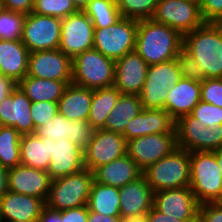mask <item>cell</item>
<instances>
[{
  "mask_svg": "<svg viewBox=\"0 0 222 222\" xmlns=\"http://www.w3.org/2000/svg\"><path fill=\"white\" fill-rule=\"evenodd\" d=\"M142 171L128 154L101 165L93 171L94 181L121 188L139 178Z\"/></svg>",
  "mask_w": 222,
  "mask_h": 222,
  "instance_id": "obj_25",
  "label": "cell"
},
{
  "mask_svg": "<svg viewBox=\"0 0 222 222\" xmlns=\"http://www.w3.org/2000/svg\"><path fill=\"white\" fill-rule=\"evenodd\" d=\"M187 222H200V218H199V216H198L196 219H193V220L187 221Z\"/></svg>",
  "mask_w": 222,
  "mask_h": 222,
  "instance_id": "obj_57",
  "label": "cell"
},
{
  "mask_svg": "<svg viewBox=\"0 0 222 222\" xmlns=\"http://www.w3.org/2000/svg\"><path fill=\"white\" fill-rule=\"evenodd\" d=\"M149 65L135 51L115 60L114 86L121 94L139 95L146 80Z\"/></svg>",
  "mask_w": 222,
  "mask_h": 222,
  "instance_id": "obj_18",
  "label": "cell"
},
{
  "mask_svg": "<svg viewBox=\"0 0 222 222\" xmlns=\"http://www.w3.org/2000/svg\"><path fill=\"white\" fill-rule=\"evenodd\" d=\"M176 133L175 121L164 109H142L122 134L127 141L148 134Z\"/></svg>",
  "mask_w": 222,
  "mask_h": 222,
  "instance_id": "obj_22",
  "label": "cell"
},
{
  "mask_svg": "<svg viewBox=\"0 0 222 222\" xmlns=\"http://www.w3.org/2000/svg\"><path fill=\"white\" fill-rule=\"evenodd\" d=\"M89 2L90 0H72V3L79 11H83L87 7Z\"/></svg>",
  "mask_w": 222,
  "mask_h": 222,
  "instance_id": "obj_55",
  "label": "cell"
},
{
  "mask_svg": "<svg viewBox=\"0 0 222 222\" xmlns=\"http://www.w3.org/2000/svg\"><path fill=\"white\" fill-rule=\"evenodd\" d=\"M83 11L91 19L95 29L109 27L121 18L115 0H90Z\"/></svg>",
  "mask_w": 222,
  "mask_h": 222,
  "instance_id": "obj_34",
  "label": "cell"
},
{
  "mask_svg": "<svg viewBox=\"0 0 222 222\" xmlns=\"http://www.w3.org/2000/svg\"><path fill=\"white\" fill-rule=\"evenodd\" d=\"M94 25L84 11L62 19L59 49L71 59L93 49Z\"/></svg>",
  "mask_w": 222,
  "mask_h": 222,
  "instance_id": "obj_12",
  "label": "cell"
},
{
  "mask_svg": "<svg viewBox=\"0 0 222 222\" xmlns=\"http://www.w3.org/2000/svg\"><path fill=\"white\" fill-rule=\"evenodd\" d=\"M77 11L72 0H35L32 12L63 19Z\"/></svg>",
  "mask_w": 222,
  "mask_h": 222,
  "instance_id": "obj_37",
  "label": "cell"
},
{
  "mask_svg": "<svg viewBox=\"0 0 222 222\" xmlns=\"http://www.w3.org/2000/svg\"><path fill=\"white\" fill-rule=\"evenodd\" d=\"M8 190L43 199L49 195L51 179L46 171L19 164L8 170Z\"/></svg>",
  "mask_w": 222,
  "mask_h": 222,
  "instance_id": "obj_17",
  "label": "cell"
},
{
  "mask_svg": "<svg viewBox=\"0 0 222 222\" xmlns=\"http://www.w3.org/2000/svg\"><path fill=\"white\" fill-rule=\"evenodd\" d=\"M93 181V172L88 168L51 180L46 206L62 211L88 205Z\"/></svg>",
  "mask_w": 222,
  "mask_h": 222,
  "instance_id": "obj_4",
  "label": "cell"
},
{
  "mask_svg": "<svg viewBox=\"0 0 222 222\" xmlns=\"http://www.w3.org/2000/svg\"><path fill=\"white\" fill-rule=\"evenodd\" d=\"M8 170L0 166V199L8 191Z\"/></svg>",
  "mask_w": 222,
  "mask_h": 222,
  "instance_id": "obj_53",
  "label": "cell"
},
{
  "mask_svg": "<svg viewBox=\"0 0 222 222\" xmlns=\"http://www.w3.org/2000/svg\"><path fill=\"white\" fill-rule=\"evenodd\" d=\"M121 17L133 20L152 19L159 0H115Z\"/></svg>",
  "mask_w": 222,
  "mask_h": 222,
  "instance_id": "obj_35",
  "label": "cell"
},
{
  "mask_svg": "<svg viewBox=\"0 0 222 222\" xmlns=\"http://www.w3.org/2000/svg\"><path fill=\"white\" fill-rule=\"evenodd\" d=\"M152 19L177 30L182 35L205 23L199 3L193 0H159Z\"/></svg>",
  "mask_w": 222,
  "mask_h": 222,
  "instance_id": "obj_10",
  "label": "cell"
},
{
  "mask_svg": "<svg viewBox=\"0 0 222 222\" xmlns=\"http://www.w3.org/2000/svg\"><path fill=\"white\" fill-rule=\"evenodd\" d=\"M201 101V82L181 78L169 89L164 110L176 122L179 118L191 114L193 108Z\"/></svg>",
  "mask_w": 222,
  "mask_h": 222,
  "instance_id": "obj_23",
  "label": "cell"
},
{
  "mask_svg": "<svg viewBox=\"0 0 222 222\" xmlns=\"http://www.w3.org/2000/svg\"><path fill=\"white\" fill-rule=\"evenodd\" d=\"M25 16L0 7V40H21Z\"/></svg>",
  "mask_w": 222,
  "mask_h": 222,
  "instance_id": "obj_36",
  "label": "cell"
},
{
  "mask_svg": "<svg viewBox=\"0 0 222 222\" xmlns=\"http://www.w3.org/2000/svg\"><path fill=\"white\" fill-rule=\"evenodd\" d=\"M217 203L222 207V195L221 198L217 201Z\"/></svg>",
  "mask_w": 222,
  "mask_h": 222,
  "instance_id": "obj_58",
  "label": "cell"
},
{
  "mask_svg": "<svg viewBox=\"0 0 222 222\" xmlns=\"http://www.w3.org/2000/svg\"><path fill=\"white\" fill-rule=\"evenodd\" d=\"M87 222H123V219L121 217H112L92 212L88 208Z\"/></svg>",
  "mask_w": 222,
  "mask_h": 222,
  "instance_id": "obj_52",
  "label": "cell"
},
{
  "mask_svg": "<svg viewBox=\"0 0 222 222\" xmlns=\"http://www.w3.org/2000/svg\"><path fill=\"white\" fill-rule=\"evenodd\" d=\"M189 187L200 204L215 203L221 198L222 172L214 152H190Z\"/></svg>",
  "mask_w": 222,
  "mask_h": 222,
  "instance_id": "obj_3",
  "label": "cell"
},
{
  "mask_svg": "<svg viewBox=\"0 0 222 222\" xmlns=\"http://www.w3.org/2000/svg\"><path fill=\"white\" fill-rule=\"evenodd\" d=\"M61 25L60 18L31 12L25 16L21 41L30 53L59 49Z\"/></svg>",
  "mask_w": 222,
  "mask_h": 222,
  "instance_id": "obj_9",
  "label": "cell"
},
{
  "mask_svg": "<svg viewBox=\"0 0 222 222\" xmlns=\"http://www.w3.org/2000/svg\"><path fill=\"white\" fill-rule=\"evenodd\" d=\"M85 168L84 149L67 138L52 140V157L47 173L51 180L64 177Z\"/></svg>",
  "mask_w": 222,
  "mask_h": 222,
  "instance_id": "obj_20",
  "label": "cell"
},
{
  "mask_svg": "<svg viewBox=\"0 0 222 222\" xmlns=\"http://www.w3.org/2000/svg\"><path fill=\"white\" fill-rule=\"evenodd\" d=\"M120 189V217L147 214L153 207L154 191L142 174Z\"/></svg>",
  "mask_w": 222,
  "mask_h": 222,
  "instance_id": "obj_21",
  "label": "cell"
},
{
  "mask_svg": "<svg viewBox=\"0 0 222 222\" xmlns=\"http://www.w3.org/2000/svg\"><path fill=\"white\" fill-rule=\"evenodd\" d=\"M72 81H56L26 75L17 85L32 102L58 103L68 84Z\"/></svg>",
  "mask_w": 222,
  "mask_h": 222,
  "instance_id": "obj_28",
  "label": "cell"
},
{
  "mask_svg": "<svg viewBox=\"0 0 222 222\" xmlns=\"http://www.w3.org/2000/svg\"><path fill=\"white\" fill-rule=\"evenodd\" d=\"M51 138H39L35 134H24L20 138V164L48 171L52 157Z\"/></svg>",
  "mask_w": 222,
  "mask_h": 222,
  "instance_id": "obj_27",
  "label": "cell"
},
{
  "mask_svg": "<svg viewBox=\"0 0 222 222\" xmlns=\"http://www.w3.org/2000/svg\"><path fill=\"white\" fill-rule=\"evenodd\" d=\"M17 86V83L2 74H0V103L12 93V90Z\"/></svg>",
  "mask_w": 222,
  "mask_h": 222,
  "instance_id": "obj_49",
  "label": "cell"
},
{
  "mask_svg": "<svg viewBox=\"0 0 222 222\" xmlns=\"http://www.w3.org/2000/svg\"><path fill=\"white\" fill-rule=\"evenodd\" d=\"M200 222H222V207L217 203H203L199 208Z\"/></svg>",
  "mask_w": 222,
  "mask_h": 222,
  "instance_id": "obj_46",
  "label": "cell"
},
{
  "mask_svg": "<svg viewBox=\"0 0 222 222\" xmlns=\"http://www.w3.org/2000/svg\"><path fill=\"white\" fill-rule=\"evenodd\" d=\"M94 129L86 120H69V135L67 139L83 149L90 143Z\"/></svg>",
  "mask_w": 222,
  "mask_h": 222,
  "instance_id": "obj_40",
  "label": "cell"
},
{
  "mask_svg": "<svg viewBox=\"0 0 222 222\" xmlns=\"http://www.w3.org/2000/svg\"><path fill=\"white\" fill-rule=\"evenodd\" d=\"M148 222H184L178 220L174 217L168 216L159 210H157L154 206L152 209L146 214Z\"/></svg>",
  "mask_w": 222,
  "mask_h": 222,
  "instance_id": "obj_50",
  "label": "cell"
},
{
  "mask_svg": "<svg viewBox=\"0 0 222 222\" xmlns=\"http://www.w3.org/2000/svg\"><path fill=\"white\" fill-rule=\"evenodd\" d=\"M216 155V160L219 166V169L222 172V147L220 149H217L216 151H213Z\"/></svg>",
  "mask_w": 222,
  "mask_h": 222,
  "instance_id": "obj_56",
  "label": "cell"
},
{
  "mask_svg": "<svg viewBox=\"0 0 222 222\" xmlns=\"http://www.w3.org/2000/svg\"><path fill=\"white\" fill-rule=\"evenodd\" d=\"M72 83L89 89L109 87L115 83V60L96 49L72 59Z\"/></svg>",
  "mask_w": 222,
  "mask_h": 222,
  "instance_id": "obj_6",
  "label": "cell"
},
{
  "mask_svg": "<svg viewBox=\"0 0 222 222\" xmlns=\"http://www.w3.org/2000/svg\"><path fill=\"white\" fill-rule=\"evenodd\" d=\"M203 128L205 125L191 114L179 118L175 122L178 148L188 152L202 151Z\"/></svg>",
  "mask_w": 222,
  "mask_h": 222,
  "instance_id": "obj_32",
  "label": "cell"
},
{
  "mask_svg": "<svg viewBox=\"0 0 222 222\" xmlns=\"http://www.w3.org/2000/svg\"><path fill=\"white\" fill-rule=\"evenodd\" d=\"M121 95L120 91L114 86L93 89L88 123L94 130L102 129L106 119Z\"/></svg>",
  "mask_w": 222,
  "mask_h": 222,
  "instance_id": "obj_31",
  "label": "cell"
},
{
  "mask_svg": "<svg viewBox=\"0 0 222 222\" xmlns=\"http://www.w3.org/2000/svg\"><path fill=\"white\" fill-rule=\"evenodd\" d=\"M183 50L197 61L206 79L222 78V23H204L184 34Z\"/></svg>",
  "mask_w": 222,
  "mask_h": 222,
  "instance_id": "obj_2",
  "label": "cell"
},
{
  "mask_svg": "<svg viewBox=\"0 0 222 222\" xmlns=\"http://www.w3.org/2000/svg\"><path fill=\"white\" fill-rule=\"evenodd\" d=\"M27 75L56 81H72V59L60 49L31 52Z\"/></svg>",
  "mask_w": 222,
  "mask_h": 222,
  "instance_id": "obj_15",
  "label": "cell"
},
{
  "mask_svg": "<svg viewBox=\"0 0 222 222\" xmlns=\"http://www.w3.org/2000/svg\"><path fill=\"white\" fill-rule=\"evenodd\" d=\"M62 222H87L88 205L61 211Z\"/></svg>",
  "mask_w": 222,
  "mask_h": 222,
  "instance_id": "obj_48",
  "label": "cell"
},
{
  "mask_svg": "<svg viewBox=\"0 0 222 222\" xmlns=\"http://www.w3.org/2000/svg\"><path fill=\"white\" fill-rule=\"evenodd\" d=\"M182 78L176 59L151 65L139 94L144 109H164L169 89Z\"/></svg>",
  "mask_w": 222,
  "mask_h": 222,
  "instance_id": "obj_7",
  "label": "cell"
},
{
  "mask_svg": "<svg viewBox=\"0 0 222 222\" xmlns=\"http://www.w3.org/2000/svg\"><path fill=\"white\" fill-rule=\"evenodd\" d=\"M127 154V140L122 134L104 129L94 131L84 149V165L92 172L101 165Z\"/></svg>",
  "mask_w": 222,
  "mask_h": 222,
  "instance_id": "obj_13",
  "label": "cell"
},
{
  "mask_svg": "<svg viewBox=\"0 0 222 222\" xmlns=\"http://www.w3.org/2000/svg\"><path fill=\"white\" fill-rule=\"evenodd\" d=\"M199 7L205 23H222V0H200Z\"/></svg>",
  "mask_w": 222,
  "mask_h": 222,
  "instance_id": "obj_44",
  "label": "cell"
},
{
  "mask_svg": "<svg viewBox=\"0 0 222 222\" xmlns=\"http://www.w3.org/2000/svg\"><path fill=\"white\" fill-rule=\"evenodd\" d=\"M222 147V124L203 128L202 151L213 152Z\"/></svg>",
  "mask_w": 222,
  "mask_h": 222,
  "instance_id": "obj_45",
  "label": "cell"
},
{
  "mask_svg": "<svg viewBox=\"0 0 222 222\" xmlns=\"http://www.w3.org/2000/svg\"><path fill=\"white\" fill-rule=\"evenodd\" d=\"M93 89L68 84L58 102V113L72 120H88Z\"/></svg>",
  "mask_w": 222,
  "mask_h": 222,
  "instance_id": "obj_26",
  "label": "cell"
},
{
  "mask_svg": "<svg viewBox=\"0 0 222 222\" xmlns=\"http://www.w3.org/2000/svg\"><path fill=\"white\" fill-rule=\"evenodd\" d=\"M153 206L168 216L187 222L199 216L200 203L187 186L155 192Z\"/></svg>",
  "mask_w": 222,
  "mask_h": 222,
  "instance_id": "obj_14",
  "label": "cell"
},
{
  "mask_svg": "<svg viewBox=\"0 0 222 222\" xmlns=\"http://www.w3.org/2000/svg\"><path fill=\"white\" fill-rule=\"evenodd\" d=\"M155 192L190 186V152L177 148L142 172Z\"/></svg>",
  "mask_w": 222,
  "mask_h": 222,
  "instance_id": "obj_5",
  "label": "cell"
},
{
  "mask_svg": "<svg viewBox=\"0 0 222 222\" xmlns=\"http://www.w3.org/2000/svg\"><path fill=\"white\" fill-rule=\"evenodd\" d=\"M31 117L34 122L35 129L42 126L58 113V103L39 101L31 103Z\"/></svg>",
  "mask_w": 222,
  "mask_h": 222,
  "instance_id": "obj_42",
  "label": "cell"
},
{
  "mask_svg": "<svg viewBox=\"0 0 222 222\" xmlns=\"http://www.w3.org/2000/svg\"><path fill=\"white\" fill-rule=\"evenodd\" d=\"M31 103L32 101L17 85L0 103V125L14 127L21 135L34 134Z\"/></svg>",
  "mask_w": 222,
  "mask_h": 222,
  "instance_id": "obj_16",
  "label": "cell"
},
{
  "mask_svg": "<svg viewBox=\"0 0 222 222\" xmlns=\"http://www.w3.org/2000/svg\"><path fill=\"white\" fill-rule=\"evenodd\" d=\"M143 107L139 95L121 94L102 129L123 134L127 124Z\"/></svg>",
  "mask_w": 222,
  "mask_h": 222,
  "instance_id": "obj_29",
  "label": "cell"
},
{
  "mask_svg": "<svg viewBox=\"0 0 222 222\" xmlns=\"http://www.w3.org/2000/svg\"><path fill=\"white\" fill-rule=\"evenodd\" d=\"M176 60L179 65L182 78H187L199 82H203L206 79L205 74L199 67L197 61L183 49L178 53Z\"/></svg>",
  "mask_w": 222,
  "mask_h": 222,
  "instance_id": "obj_41",
  "label": "cell"
},
{
  "mask_svg": "<svg viewBox=\"0 0 222 222\" xmlns=\"http://www.w3.org/2000/svg\"><path fill=\"white\" fill-rule=\"evenodd\" d=\"M29 55L21 40H0V74L18 83L27 75Z\"/></svg>",
  "mask_w": 222,
  "mask_h": 222,
  "instance_id": "obj_24",
  "label": "cell"
},
{
  "mask_svg": "<svg viewBox=\"0 0 222 222\" xmlns=\"http://www.w3.org/2000/svg\"><path fill=\"white\" fill-rule=\"evenodd\" d=\"M46 206L43 199L7 191L0 199L1 222L38 221Z\"/></svg>",
  "mask_w": 222,
  "mask_h": 222,
  "instance_id": "obj_19",
  "label": "cell"
},
{
  "mask_svg": "<svg viewBox=\"0 0 222 222\" xmlns=\"http://www.w3.org/2000/svg\"><path fill=\"white\" fill-rule=\"evenodd\" d=\"M38 222H62L61 211H56L45 206L41 211Z\"/></svg>",
  "mask_w": 222,
  "mask_h": 222,
  "instance_id": "obj_51",
  "label": "cell"
},
{
  "mask_svg": "<svg viewBox=\"0 0 222 222\" xmlns=\"http://www.w3.org/2000/svg\"><path fill=\"white\" fill-rule=\"evenodd\" d=\"M177 148L176 133L148 134L127 141V154L142 172Z\"/></svg>",
  "mask_w": 222,
  "mask_h": 222,
  "instance_id": "obj_11",
  "label": "cell"
},
{
  "mask_svg": "<svg viewBox=\"0 0 222 222\" xmlns=\"http://www.w3.org/2000/svg\"><path fill=\"white\" fill-rule=\"evenodd\" d=\"M123 222H148L146 214L123 218Z\"/></svg>",
  "mask_w": 222,
  "mask_h": 222,
  "instance_id": "obj_54",
  "label": "cell"
},
{
  "mask_svg": "<svg viewBox=\"0 0 222 222\" xmlns=\"http://www.w3.org/2000/svg\"><path fill=\"white\" fill-rule=\"evenodd\" d=\"M191 115L208 128L222 124V108L210 103L200 101L193 108Z\"/></svg>",
  "mask_w": 222,
  "mask_h": 222,
  "instance_id": "obj_39",
  "label": "cell"
},
{
  "mask_svg": "<svg viewBox=\"0 0 222 222\" xmlns=\"http://www.w3.org/2000/svg\"><path fill=\"white\" fill-rule=\"evenodd\" d=\"M201 101L222 108V78H210L201 82Z\"/></svg>",
  "mask_w": 222,
  "mask_h": 222,
  "instance_id": "obj_43",
  "label": "cell"
},
{
  "mask_svg": "<svg viewBox=\"0 0 222 222\" xmlns=\"http://www.w3.org/2000/svg\"><path fill=\"white\" fill-rule=\"evenodd\" d=\"M34 134L39 138H51L54 141L69 135V119L57 113L48 123L35 129Z\"/></svg>",
  "mask_w": 222,
  "mask_h": 222,
  "instance_id": "obj_38",
  "label": "cell"
},
{
  "mask_svg": "<svg viewBox=\"0 0 222 222\" xmlns=\"http://www.w3.org/2000/svg\"><path fill=\"white\" fill-rule=\"evenodd\" d=\"M138 21L121 17L113 25L94 29L93 48L117 60L135 49Z\"/></svg>",
  "mask_w": 222,
  "mask_h": 222,
  "instance_id": "obj_8",
  "label": "cell"
},
{
  "mask_svg": "<svg viewBox=\"0 0 222 222\" xmlns=\"http://www.w3.org/2000/svg\"><path fill=\"white\" fill-rule=\"evenodd\" d=\"M183 49V35L153 19L138 21L135 49L151 66L176 59Z\"/></svg>",
  "mask_w": 222,
  "mask_h": 222,
  "instance_id": "obj_1",
  "label": "cell"
},
{
  "mask_svg": "<svg viewBox=\"0 0 222 222\" xmlns=\"http://www.w3.org/2000/svg\"><path fill=\"white\" fill-rule=\"evenodd\" d=\"M21 134L8 126L0 127V166L7 170L20 164Z\"/></svg>",
  "mask_w": 222,
  "mask_h": 222,
  "instance_id": "obj_33",
  "label": "cell"
},
{
  "mask_svg": "<svg viewBox=\"0 0 222 222\" xmlns=\"http://www.w3.org/2000/svg\"><path fill=\"white\" fill-rule=\"evenodd\" d=\"M120 189L93 181L88 208L102 215L120 217Z\"/></svg>",
  "mask_w": 222,
  "mask_h": 222,
  "instance_id": "obj_30",
  "label": "cell"
},
{
  "mask_svg": "<svg viewBox=\"0 0 222 222\" xmlns=\"http://www.w3.org/2000/svg\"><path fill=\"white\" fill-rule=\"evenodd\" d=\"M35 0H0V7L24 15L33 11Z\"/></svg>",
  "mask_w": 222,
  "mask_h": 222,
  "instance_id": "obj_47",
  "label": "cell"
}]
</instances>
